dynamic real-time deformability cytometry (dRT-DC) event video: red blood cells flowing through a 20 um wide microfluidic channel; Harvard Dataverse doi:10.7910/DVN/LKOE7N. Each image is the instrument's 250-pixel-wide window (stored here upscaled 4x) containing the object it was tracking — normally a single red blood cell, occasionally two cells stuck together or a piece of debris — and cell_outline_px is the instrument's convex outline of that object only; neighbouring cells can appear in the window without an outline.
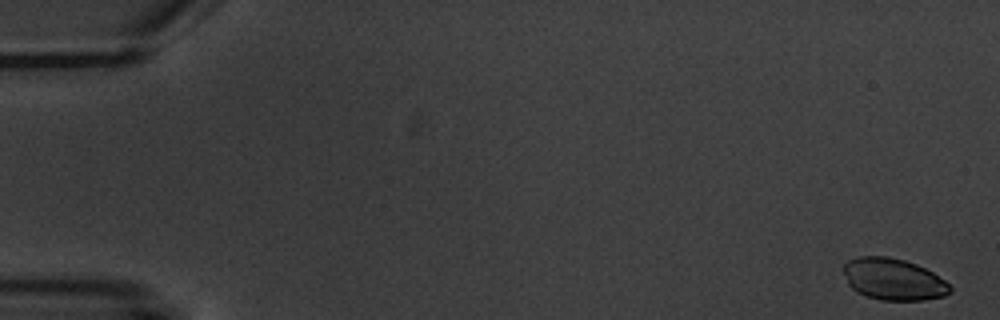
{"species": "common noctule bat (a hibernating species)", "species_latin": "Nyctalus noctula", "temperature_condition": "warm", "stored_images_in_passage": 6, "segment_of_instrument_passage": [2, 2], "camera_frame_rate_fps": 3000, "um_per_image_px": 0.085, "animal": {"sex": "male", "body_mass_g": 20.1, "forearm_length_mm": 53.5}, "frame": {"image": 1, "passage_image": 6, "time_ms": 6.667, "image_size_px": [1000, 320], "cell_outline_px": [[952, 292], [944, 296], [924, 300], [880, 300], [856, 292], [848, 284], [844, 272], [844, 264], [848, 260], [860, 256], [888, 256], [904, 260], [916, 264], [932, 272], [944, 280], [952, 288]], "centroid_in_image_um": [75.94, 23.74], "position_along_channel_um": 9.1, "area_um2": 25.84}}